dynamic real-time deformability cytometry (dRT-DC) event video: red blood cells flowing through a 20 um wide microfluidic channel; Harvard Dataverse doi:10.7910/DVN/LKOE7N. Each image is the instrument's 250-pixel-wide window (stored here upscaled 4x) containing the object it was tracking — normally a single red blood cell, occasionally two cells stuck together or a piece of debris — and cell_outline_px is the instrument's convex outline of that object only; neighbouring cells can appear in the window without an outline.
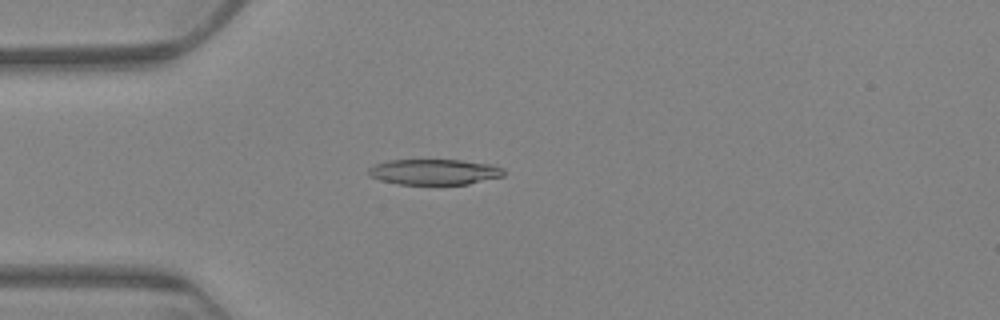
{"species": "Egyptian fruit bat (a non-hibernating species)", "species_latin": "Rousettus aegyptiacus", "temperature_condition": "warm", "stored_images_in_passage": 62, "camera_frame_rate_fps": 3000, "um_per_image_px": 0.085, "animal": {"sex": "female"}, "frame": {"image": 1, "passage_image": 17, "time_ms": 5.333, "image_size_px": [1000, 320], "cell_outline_px": [[504, 176], [468, 184], [400, 184], [380, 180], [368, 176], [368, 168], [376, 164], [388, 160], [460, 160], [492, 164], [504, 168]], "centroid_in_image_um": [36.92, 14.61], "position_along_channel_um": 48.1, "area_um2": 20.23}}
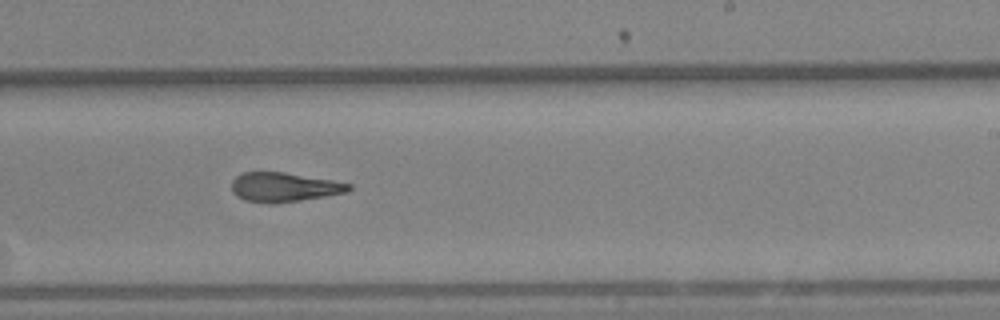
{"frame": {"image": 2, "passage_image": 38, "time_ms": 12.333, "image_size_px": [1000, 320], "cell_outline_px": [[352, 188], [348, 192], [276, 204], [268, 204], [244, 200], [236, 196], [232, 192], [232, 180], [240, 172], [284, 172], [332, 180], [352, 184]], "centroid_in_image_um": [24.11, 15.91], "position_along_channel_um": 264.9, "area_um2": 20.17}}
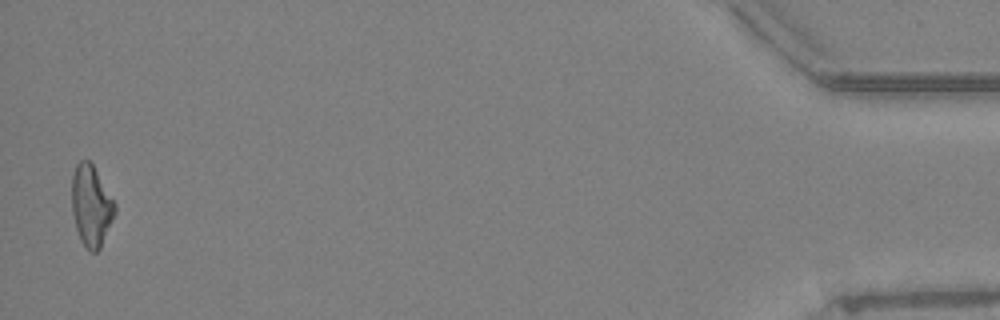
{"frame": {"image": 3, "passage_image": 61, "time_ms": 20.0, "image_size_px": [1000, 320], "cell_outline_px": [[116, 212], [100, 248], [96, 252], [88, 252], [84, 248], [80, 240], [76, 228], [72, 212], [72, 176], [76, 164], [80, 160], [88, 160], [92, 164], [116, 204]], "centroid_in_image_um": [7.74, 17.52], "position_along_channel_um": 427.5, "area_um2": 20.35}, "authors_computed_cell_mechanics": {"area_um2": 20.808, "velocity_mm_per_s": 3.3046, "shape_relaxation_time_tau1_ms": 11.22, "shape_relaxation_time_tau2_ms": 2.8579, "deformation_change_tau1": 0.248, "deformation_change_tau2": 0.1169}}